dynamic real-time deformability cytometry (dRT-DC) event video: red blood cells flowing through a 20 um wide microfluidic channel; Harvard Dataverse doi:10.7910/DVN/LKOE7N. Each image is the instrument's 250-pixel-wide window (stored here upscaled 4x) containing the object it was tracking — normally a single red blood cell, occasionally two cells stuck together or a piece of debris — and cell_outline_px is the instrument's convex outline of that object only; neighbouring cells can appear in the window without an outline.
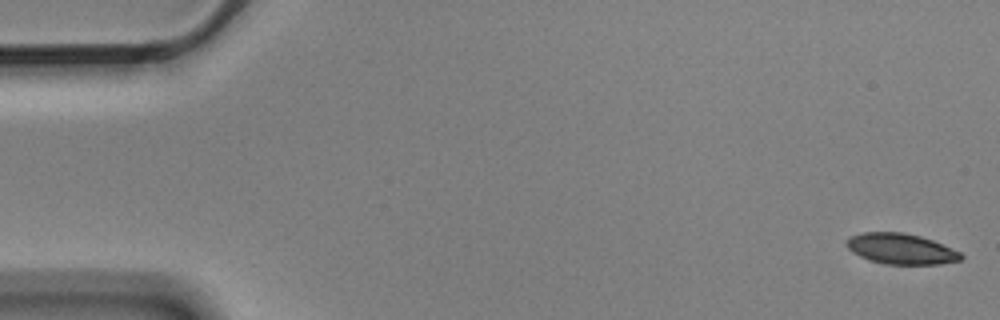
{"species": "Egyptian fruit bat (a non-hibernating species)", "species_latin": "Rousettus aegyptiacus", "temperature_condition": "cold", "stored_images_in_passage": 5, "camera_frame_rate_fps": 3000, "um_per_image_px": 0.085, "animal": {"sex": "male"}, "frame": {"image": 1, "passage_image": 1, "time_ms": 0.0, "image_size_px": [1000, 320], "cell_outline_px": [[964, 256], [960, 260], [940, 264], [888, 264], [872, 260], [860, 256], [852, 252], [844, 244], [852, 236], [864, 232], [904, 232], [920, 236], [932, 240], [960, 252]], "centroid_in_image_um": [76.59, 21.14], "position_along_channel_um": 8.4, "area_um2": 20.17}}
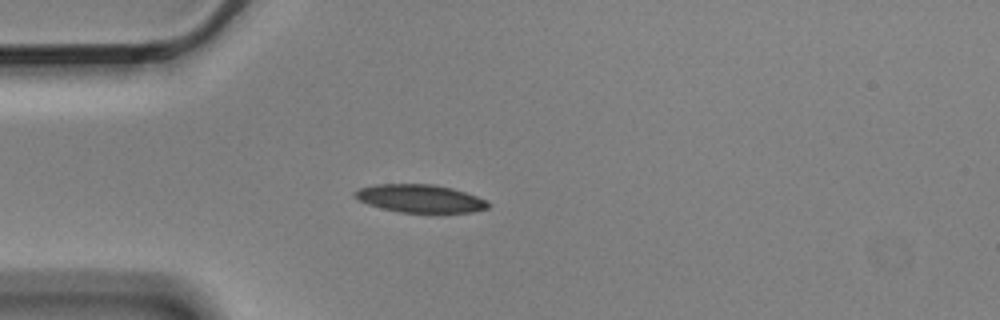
{"frame": {"image": 2, "passage_image": 5, "time_ms": 1.333, "image_size_px": [1000, 320], "cell_outline_px": [[488, 208], [472, 212], [436, 216], [400, 212], [380, 208], [368, 204], [352, 196], [352, 192], [360, 188], [376, 184], [432, 184], [452, 188], [476, 196], [484, 200], [488, 204]], "centroid_in_image_um": [35.7, 16.92], "position_along_channel_um": 49.3, "area_um2": 22.54}}